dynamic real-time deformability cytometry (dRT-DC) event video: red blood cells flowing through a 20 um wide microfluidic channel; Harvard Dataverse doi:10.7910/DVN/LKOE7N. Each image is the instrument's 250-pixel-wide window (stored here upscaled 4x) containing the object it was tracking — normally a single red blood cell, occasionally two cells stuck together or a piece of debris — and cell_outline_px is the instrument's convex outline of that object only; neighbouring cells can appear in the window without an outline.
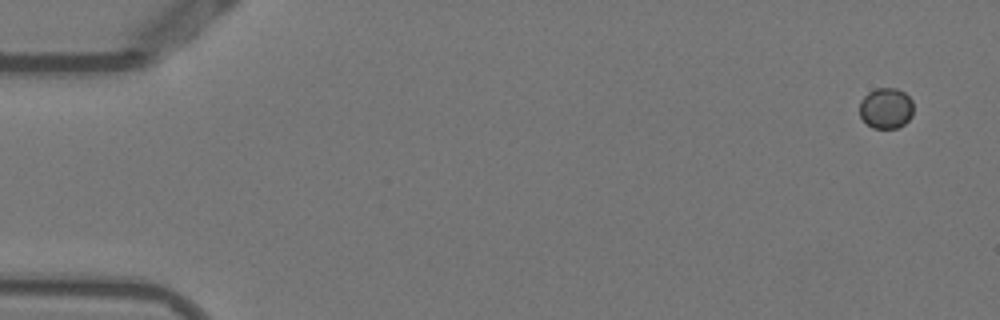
{"species": "Egyptian fruit bat (a non-hibernating species)", "species_latin": "Rousettus aegyptiacus", "temperature_condition": "warm", "stored_images_in_passage": 52, "camera_frame_rate_fps": 3000, "um_per_image_px": 0.085, "animal": {"sex": "female"}, "frame": {"image": 1, "passage_image": 1, "time_ms": 0.0, "image_size_px": [1000, 320], "cell_outline_px": [[912, 116], [904, 124], [896, 128], [872, 128], [860, 116], [860, 100], [868, 92], [876, 88], [896, 88], [904, 92], [912, 100]], "centroid_in_image_um": [75.3, 9.19], "position_along_channel_um": 9.7, "area_um2": 12.77}}
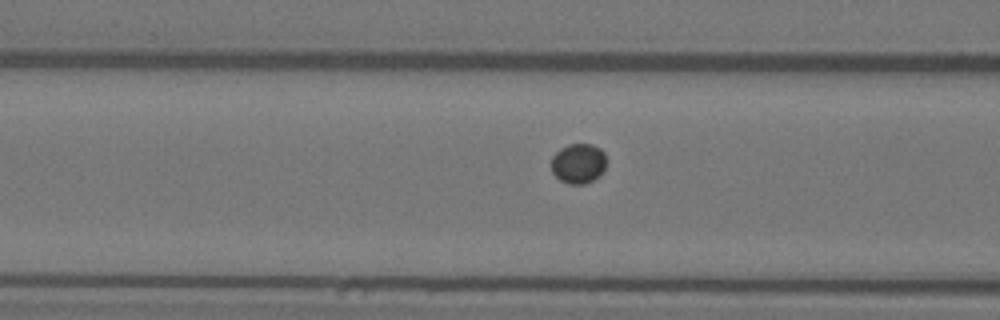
{"frame": {"image": 2, "passage_image": 20, "time_ms": 6.333, "image_size_px": [1000, 320], "cell_outline_px": [[604, 168], [600, 176], [584, 184], [568, 184], [560, 180], [552, 172], [552, 156], [560, 148], [568, 144], [592, 144], [600, 148], [604, 152]], "centroid_in_image_um": [49.14, 13.89], "position_along_channel_um": 117.5, "area_um2": 12.77}}
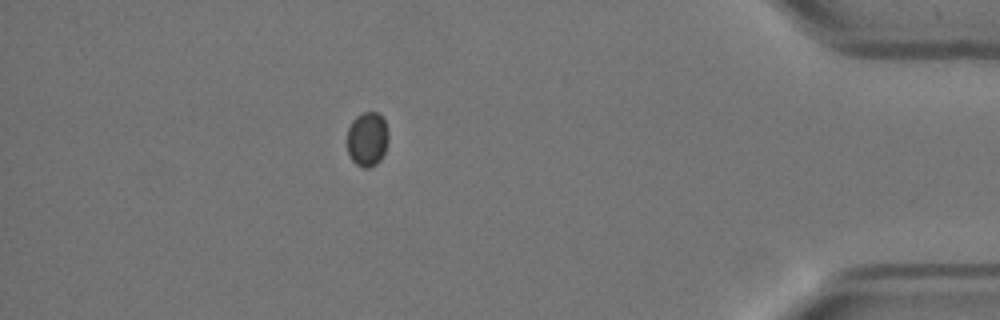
{"frame": {"image": 3, "passage_image": 46, "time_ms": 15.0, "image_size_px": [1000, 320], "cell_outline_px": [[388, 140], [384, 152], [380, 160], [376, 164], [368, 168], [364, 168], [356, 164], [352, 160], [348, 152], [348, 128], [352, 120], [356, 116], [364, 112], [376, 112], [384, 120], [388, 132]], "centroid_in_image_um": [31.22, 11.83], "position_along_channel_um": 404.0, "area_um2": 13.01}}